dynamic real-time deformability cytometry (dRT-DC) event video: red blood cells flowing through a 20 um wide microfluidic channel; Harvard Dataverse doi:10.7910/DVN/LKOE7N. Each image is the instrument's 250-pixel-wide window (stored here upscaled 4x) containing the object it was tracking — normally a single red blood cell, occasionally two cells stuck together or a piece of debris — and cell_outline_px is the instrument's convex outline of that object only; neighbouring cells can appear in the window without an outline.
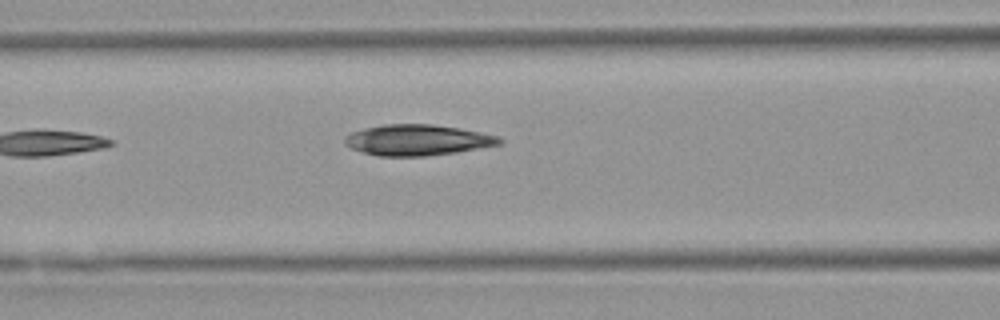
{"species": "Egyptian fruit bat (a non-hibernating species)", "species_latin": "Rousettus aegyptiacus", "temperature_condition": "warm", "stored_images_in_passage": 6, "camera_frame_rate_fps": 3000, "um_per_image_px": 0.085, "animal": {"sex": "female"}, "frame": {"image": 1, "passage_image": 6, "time_ms": 6.0, "image_size_px": [1000, 320], "cell_outline_px": [[504, 140], [500, 144], [456, 152], [424, 156], [380, 156], [364, 152], [352, 148], [344, 144], [344, 140], [352, 132], [364, 128], [384, 124], [432, 124], [460, 128], [500, 136]], "centroid_in_image_um": [35.51, 11.89], "position_along_channel_um": 131.1, "area_um2": 27.63}}